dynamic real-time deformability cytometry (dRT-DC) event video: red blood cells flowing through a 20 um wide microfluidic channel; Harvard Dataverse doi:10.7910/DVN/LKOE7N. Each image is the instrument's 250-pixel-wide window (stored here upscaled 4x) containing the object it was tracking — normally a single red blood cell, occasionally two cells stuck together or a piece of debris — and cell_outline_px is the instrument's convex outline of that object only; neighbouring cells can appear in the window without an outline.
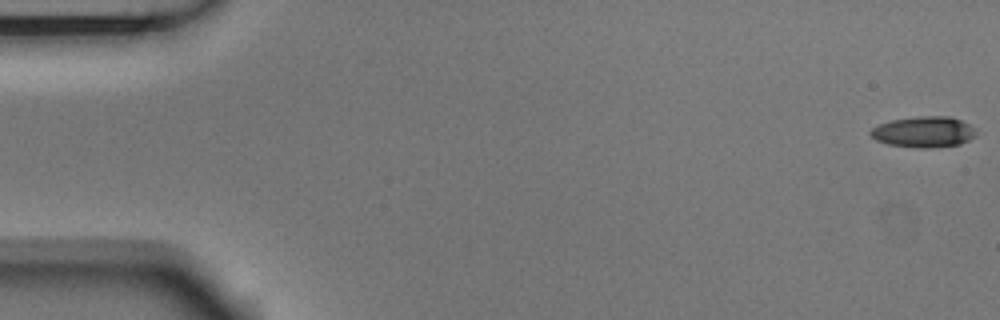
{"species": "Egyptian fruit bat (a non-hibernating species)", "species_latin": "Rousettus aegyptiacus", "temperature_condition": "room temperature", "stored_images_in_passage": 49, "camera_frame_rate_fps": 3000, "um_per_image_px": 0.085, "animal": {"sex": "male"}, "frame": {"image": 1, "passage_image": 1, "time_ms": 0.0, "image_size_px": [1000, 320], "cell_outline_px": [[976, 136], [960, 144], [936, 148], [916, 148], [888, 144], [876, 140], [868, 132], [872, 128], [880, 124], [892, 120], [920, 116], [948, 116], [960, 120], [968, 124], [976, 132]], "centroid_in_image_um": [78.51, 11.22], "position_along_channel_um": 6.5, "area_um2": 18.96}}
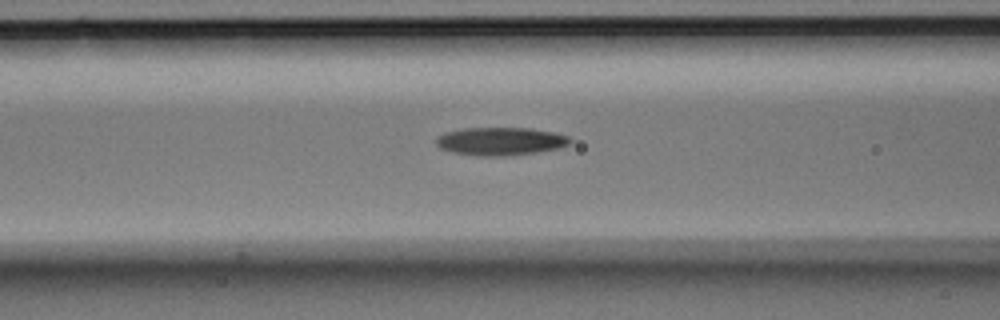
{"frame": {"image": 2, "passage_image": 22, "time_ms": 7.0, "image_size_px": [1000, 320], "cell_outline_px": [[572, 140], [568, 144], [560, 148], [536, 152], [504, 156], [476, 156], [452, 152], [440, 148], [436, 144], [436, 136], [444, 132], [464, 128], [532, 128], [552, 132], [568, 136]], "centroid_in_image_um": [42.51, 12.01], "position_along_channel_um": 124.1, "area_um2": 21.96}}
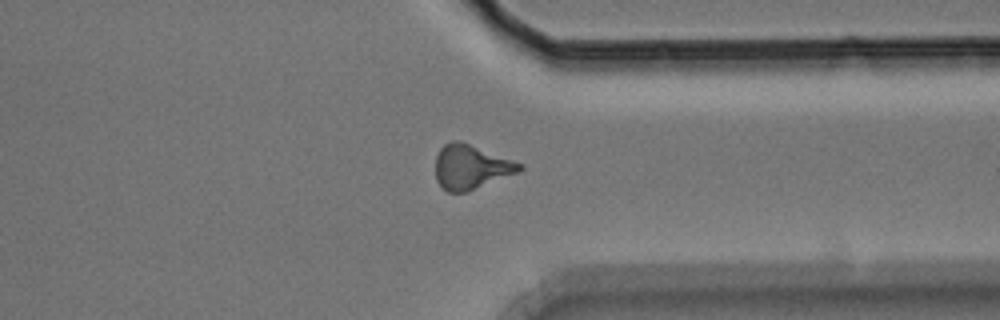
{"frame": {"image": 3, "passage_image": 42, "time_ms": 13.667, "image_size_px": [1000, 320], "cell_outline_px": [[524, 168], [520, 172], [468, 192], [448, 192], [436, 180], [436, 156], [440, 148], [444, 144], [452, 140], [460, 140], [524, 164]], "centroid_in_image_um": [40.06, 14.19], "position_along_channel_um": 371.3, "area_um2": 21.96}, "authors_computed_cell_mechanics": {"area_um2": 20.519, "velocity_mm_per_s": 3.7437, "shape_relaxation_time_tau1_ms": 5.8668, "shape_relaxation_time_tau2_ms": 3.8274, "deformation_change_tau1": 0.1875, "deformation_change_tau2": 0.1407}}